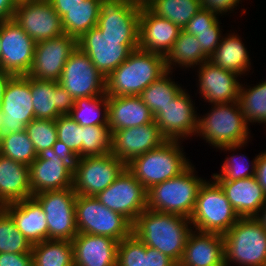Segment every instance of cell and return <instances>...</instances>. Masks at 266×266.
<instances>
[{
	"label": "cell",
	"mask_w": 266,
	"mask_h": 266,
	"mask_svg": "<svg viewBox=\"0 0 266 266\" xmlns=\"http://www.w3.org/2000/svg\"><path fill=\"white\" fill-rule=\"evenodd\" d=\"M213 106L206 116L198 117L196 134L201 135L212 146L225 151H234L247 144L250 133L239 102Z\"/></svg>",
	"instance_id": "obj_3"
},
{
	"label": "cell",
	"mask_w": 266,
	"mask_h": 266,
	"mask_svg": "<svg viewBox=\"0 0 266 266\" xmlns=\"http://www.w3.org/2000/svg\"><path fill=\"white\" fill-rule=\"evenodd\" d=\"M199 90L209 103L220 104L238 101L240 83L238 74L216 66L207 60L199 65Z\"/></svg>",
	"instance_id": "obj_23"
},
{
	"label": "cell",
	"mask_w": 266,
	"mask_h": 266,
	"mask_svg": "<svg viewBox=\"0 0 266 266\" xmlns=\"http://www.w3.org/2000/svg\"><path fill=\"white\" fill-rule=\"evenodd\" d=\"M55 123L58 140L70 148L78 158H81L83 126L79 125L69 115H60Z\"/></svg>",
	"instance_id": "obj_44"
},
{
	"label": "cell",
	"mask_w": 266,
	"mask_h": 266,
	"mask_svg": "<svg viewBox=\"0 0 266 266\" xmlns=\"http://www.w3.org/2000/svg\"><path fill=\"white\" fill-rule=\"evenodd\" d=\"M260 212H262V214L257 215L255 218L266 229V203L262 206V208L260 209Z\"/></svg>",
	"instance_id": "obj_56"
},
{
	"label": "cell",
	"mask_w": 266,
	"mask_h": 266,
	"mask_svg": "<svg viewBox=\"0 0 266 266\" xmlns=\"http://www.w3.org/2000/svg\"><path fill=\"white\" fill-rule=\"evenodd\" d=\"M13 19L36 43L64 34L61 17L49 0H20Z\"/></svg>",
	"instance_id": "obj_15"
},
{
	"label": "cell",
	"mask_w": 266,
	"mask_h": 266,
	"mask_svg": "<svg viewBox=\"0 0 266 266\" xmlns=\"http://www.w3.org/2000/svg\"><path fill=\"white\" fill-rule=\"evenodd\" d=\"M146 266H178L171 258L157 249L146 246Z\"/></svg>",
	"instance_id": "obj_50"
},
{
	"label": "cell",
	"mask_w": 266,
	"mask_h": 266,
	"mask_svg": "<svg viewBox=\"0 0 266 266\" xmlns=\"http://www.w3.org/2000/svg\"><path fill=\"white\" fill-rule=\"evenodd\" d=\"M241 0H200L203 9L211 11L217 15L233 11ZM232 9V10H231Z\"/></svg>",
	"instance_id": "obj_48"
},
{
	"label": "cell",
	"mask_w": 266,
	"mask_h": 266,
	"mask_svg": "<svg viewBox=\"0 0 266 266\" xmlns=\"http://www.w3.org/2000/svg\"><path fill=\"white\" fill-rule=\"evenodd\" d=\"M127 2H132L134 4H137L139 6H145L149 0H126Z\"/></svg>",
	"instance_id": "obj_57"
},
{
	"label": "cell",
	"mask_w": 266,
	"mask_h": 266,
	"mask_svg": "<svg viewBox=\"0 0 266 266\" xmlns=\"http://www.w3.org/2000/svg\"><path fill=\"white\" fill-rule=\"evenodd\" d=\"M58 83L74 100L106 92V78L78 46L65 63Z\"/></svg>",
	"instance_id": "obj_13"
},
{
	"label": "cell",
	"mask_w": 266,
	"mask_h": 266,
	"mask_svg": "<svg viewBox=\"0 0 266 266\" xmlns=\"http://www.w3.org/2000/svg\"><path fill=\"white\" fill-rule=\"evenodd\" d=\"M17 0H0V22L13 19Z\"/></svg>",
	"instance_id": "obj_54"
},
{
	"label": "cell",
	"mask_w": 266,
	"mask_h": 266,
	"mask_svg": "<svg viewBox=\"0 0 266 266\" xmlns=\"http://www.w3.org/2000/svg\"><path fill=\"white\" fill-rule=\"evenodd\" d=\"M25 131L37 154L51 148L58 140L55 120L35 118L25 126Z\"/></svg>",
	"instance_id": "obj_42"
},
{
	"label": "cell",
	"mask_w": 266,
	"mask_h": 266,
	"mask_svg": "<svg viewBox=\"0 0 266 266\" xmlns=\"http://www.w3.org/2000/svg\"><path fill=\"white\" fill-rule=\"evenodd\" d=\"M233 156L227 157L222 165L220 174H213L212 178L215 181H235L239 179L249 178L256 175L257 157L251 163H247L246 156L240 155L239 159ZM238 160V161H237ZM240 160H246V163ZM251 164V165H250ZM251 166V170L249 167ZM250 170V171H249Z\"/></svg>",
	"instance_id": "obj_45"
},
{
	"label": "cell",
	"mask_w": 266,
	"mask_h": 266,
	"mask_svg": "<svg viewBox=\"0 0 266 266\" xmlns=\"http://www.w3.org/2000/svg\"><path fill=\"white\" fill-rule=\"evenodd\" d=\"M32 243L17 229L11 216L0 210V253H31Z\"/></svg>",
	"instance_id": "obj_40"
},
{
	"label": "cell",
	"mask_w": 266,
	"mask_h": 266,
	"mask_svg": "<svg viewBox=\"0 0 266 266\" xmlns=\"http://www.w3.org/2000/svg\"><path fill=\"white\" fill-rule=\"evenodd\" d=\"M77 47V39L63 34L36 43L29 77L58 82L65 63Z\"/></svg>",
	"instance_id": "obj_17"
},
{
	"label": "cell",
	"mask_w": 266,
	"mask_h": 266,
	"mask_svg": "<svg viewBox=\"0 0 266 266\" xmlns=\"http://www.w3.org/2000/svg\"><path fill=\"white\" fill-rule=\"evenodd\" d=\"M190 225V226H189ZM189 218L145 209L132 223V234L146 246L180 263L192 232Z\"/></svg>",
	"instance_id": "obj_1"
},
{
	"label": "cell",
	"mask_w": 266,
	"mask_h": 266,
	"mask_svg": "<svg viewBox=\"0 0 266 266\" xmlns=\"http://www.w3.org/2000/svg\"><path fill=\"white\" fill-rule=\"evenodd\" d=\"M196 37L203 53L209 58L220 44L222 35L221 32H204L199 33Z\"/></svg>",
	"instance_id": "obj_47"
},
{
	"label": "cell",
	"mask_w": 266,
	"mask_h": 266,
	"mask_svg": "<svg viewBox=\"0 0 266 266\" xmlns=\"http://www.w3.org/2000/svg\"><path fill=\"white\" fill-rule=\"evenodd\" d=\"M191 101L190 95L183 89L154 116V121L167 140L186 139L190 135H196L199 116Z\"/></svg>",
	"instance_id": "obj_20"
},
{
	"label": "cell",
	"mask_w": 266,
	"mask_h": 266,
	"mask_svg": "<svg viewBox=\"0 0 266 266\" xmlns=\"http://www.w3.org/2000/svg\"><path fill=\"white\" fill-rule=\"evenodd\" d=\"M0 154L28 166L37 158L33 143L25 130L0 135Z\"/></svg>",
	"instance_id": "obj_39"
},
{
	"label": "cell",
	"mask_w": 266,
	"mask_h": 266,
	"mask_svg": "<svg viewBox=\"0 0 266 266\" xmlns=\"http://www.w3.org/2000/svg\"><path fill=\"white\" fill-rule=\"evenodd\" d=\"M125 168L126 165L111 153L78 158L73 172V190L77 195L96 196Z\"/></svg>",
	"instance_id": "obj_11"
},
{
	"label": "cell",
	"mask_w": 266,
	"mask_h": 266,
	"mask_svg": "<svg viewBox=\"0 0 266 266\" xmlns=\"http://www.w3.org/2000/svg\"><path fill=\"white\" fill-rule=\"evenodd\" d=\"M239 218L220 185L215 180L211 183L205 181L190 217L192 228L198 232L224 235Z\"/></svg>",
	"instance_id": "obj_7"
},
{
	"label": "cell",
	"mask_w": 266,
	"mask_h": 266,
	"mask_svg": "<svg viewBox=\"0 0 266 266\" xmlns=\"http://www.w3.org/2000/svg\"><path fill=\"white\" fill-rule=\"evenodd\" d=\"M179 144V140H166L159 147L137 156L126 168L148 190L180 175L191 165Z\"/></svg>",
	"instance_id": "obj_5"
},
{
	"label": "cell",
	"mask_w": 266,
	"mask_h": 266,
	"mask_svg": "<svg viewBox=\"0 0 266 266\" xmlns=\"http://www.w3.org/2000/svg\"><path fill=\"white\" fill-rule=\"evenodd\" d=\"M166 140L153 121L112 132L110 153L127 165L137 156L159 147Z\"/></svg>",
	"instance_id": "obj_21"
},
{
	"label": "cell",
	"mask_w": 266,
	"mask_h": 266,
	"mask_svg": "<svg viewBox=\"0 0 266 266\" xmlns=\"http://www.w3.org/2000/svg\"><path fill=\"white\" fill-rule=\"evenodd\" d=\"M140 10L126 0H101L97 27L107 37L139 40Z\"/></svg>",
	"instance_id": "obj_18"
},
{
	"label": "cell",
	"mask_w": 266,
	"mask_h": 266,
	"mask_svg": "<svg viewBox=\"0 0 266 266\" xmlns=\"http://www.w3.org/2000/svg\"><path fill=\"white\" fill-rule=\"evenodd\" d=\"M73 172L68 164L59 159L52 147L43 149L29 165L32 195L73 188Z\"/></svg>",
	"instance_id": "obj_19"
},
{
	"label": "cell",
	"mask_w": 266,
	"mask_h": 266,
	"mask_svg": "<svg viewBox=\"0 0 266 266\" xmlns=\"http://www.w3.org/2000/svg\"><path fill=\"white\" fill-rule=\"evenodd\" d=\"M32 196L29 166L0 154V205Z\"/></svg>",
	"instance_id": "obj_30"
},
{
	"label": "cell",
	"mask_w": 266,
	"mask_h": 266,
	"mask_svg": "<svg viewBox=\"0 0 266 266\" xmlns=\"http://www.w3.org/2000/svg\"><path fill=\"white\" fill-rule=\"evenodd\" d=\"M0 68H1V34H0Z\"/></svg>",
	"instance_id": "obj_58"
},
{
	"label": "cell",
	"mask_w": 266,
	"mask_h": 266,
	"mask_svg": "<svg viewBox=\"0 0 266 266\" xmlns=\"http://www.w3.org/2000/svg\"><path fill=\"white\" fill-rule=\"evenodd\" d=\"M102 110L103 113H101ZM68 115L82 126L108 125V96L106 92L102 95L75 99L74 106Z\"/></svg>",
	"instance_id": "obj_36"
},
{
	"label": "cell",
	"mask_w": 266,
	"mask_h": 266,
	"mask_svg": "<svg viewBox=\"0 0 266 266\" xmlns=\"http://www.w3.org/2000/svg\"><path fill=\"white\" fill-rule=\"evenodd\" d=\"M75 214L78 233L107 236L118 242L132 234V223L94 196L77 195Z\"/></svg>",
	"instance_id": "obj_8"
},
{
	"label": "cell",
	"mask_w": 266,
	"mask_h": 266,
	"mask_svg": "<svg viewBox=\"0 0 266 266\" xmlns=\"http://www.w3.org/2000/svg\"><path fill=\"white\" fill-rule=\"evenodd\" d=\"M30 91L36 119L56 120L68 115L75 100L56 81L38 80L30 77Z\"/></svg>",
	"instance_id": "obj_24"
},
{
	"label": "cell",
	"mask_w": 266,
	"mask_h": 266,
	"mask_svg": "<svg viewBox=\"0 0 266 266\" xmlns=\"http://www.w3.org/2000/svg\"><path fill=\"white\" fill-rule=\"evenodd\" d=\"M194 171L191 164L180 175L150 187L147 190V209L190 219L199 189L206 181L196 176Z\"/></svg>",
	"instance_id": "obj_4"
},
{
	"label": "cell",
	"mask_w": 266,
	"mask_h": 266,
	"mask_svg": "<svg viewBox=\"0 0 266 266\" xmlns=\"http://www.w3.org/2000/svg\"><path fill=\"white\" fill-rule=\"evenodd\" d=\"M33 119L30 77L12 76L6 85L0 107V135L21 132Z\"/></svg>",
	"instance_id": "obj_12"
},
{
	"label": "cell",
	"mask_w": 266,
	"mask_h": 266,
	"mask_svg": "<svg viewBox=\"0 0 266 266\" xmlns=\"http://www.w3.org/2000/svg\"><path fill=\"white\" fill-rule=\"evenodd\" d=\"M218 21L217 14L202 8L186 24L183 30L194 36L204 32H222Z\"/></svg>",
	"instance_id": "obj_46"
},
{
	"label": "cell",
	"mask_w": 266,
	"mask_h": 266,
	"mask_svg": "<svg viewBox=\"0 0 266 266\" xmlns=\"http://www.w3.org/2000/svg\"><path fill=\"white\" fill-rule=\"evenodd\" d=\"M145 6L153 14L170 20L180 29L202 9L200 0H149Z\"/></svg>",
	"instance_id": "obj_35"
},
{
	"label": "cell",
	"mask_w": 266,
	"mask_h": 266,
	"mask_svg": "<svg viewBox=\"0 0 266 266\" xmlns=\"http://www.w3.org/2000/svg\"><path fill=\"white\" fill-rule=\"evenodd\" d=\"M170 73V71H167L139 95L143 103L150 109L153 116L160 110H163V107L171 102L183 90L180 85L176 84L168 77Z\"/></svg>",
	"instance_id": "obj_37"
},
{
	"label": "cell",
	"mask_w": 266,
	"mask_h": 266,
	"mask_svg": "<svg viewBox=\"0 0 266 266\" xmlns=\"http://www.w3.org/2000/svg\"><path fill=\"white\" fill-rule=\"evenodd\" d=\"M180 31L181 29L170 20L153 14L146 6H141L139 49L165 57L178 38Z\"/></svg>",
	"instance_id": "obj_22"
},
{
	"label": "cell",
	"mask_w": 266,
	"mask_h": 266,
	"mask_svg": "<svg viewBox=\"0 0 266 266\" xmlns=\"http://www.w3.org/2000/svg\"><path fill=\"white\" fill-rule=\"evenodd\" d=\"M108 113V126L111 133L154 121L153 114L140 96L108 97Z\"/></svg>",
	"instance_id": "obj_29"
},
{
	"label": "cell",
	"mask_w": 266,
	"mask_h": 266,
	"mask_svg": "<svg viewBox=\"0 0 266 266\" xmlns=\"http://www.w3.org/2000/svg\"><path fill=\"white\" fill-rule=\"evenodd\" d=\"M248 51L236 34H228L221 38L220 44L215 48L214 53L209 57V61L218 67L232 71L238 75L249 71L251 65Z\"/></svg>",
	"instance_id": "obj_31"
},
{
	"label": "cell",
	"mask_w": 266,
	"mask_h": 266,
	"mask_svg": "<svg viewBox=\"0 0 266 266\" xmlns=\"http://www.w3.org/2000/svg\"><path fill=\"white\" fill-rule=\"evenodd\" d=\"M117 266H146V245L133 234L119 241Z\"/></svg>",
	"instance_id": "obj_43"
},
{
	"label": "cell",
	"mask_w": 266,
	"mask_h": 266,
	"mask_svg": "<svg viewBox=\"0 0 266 266\" xmlns=\"http://www.w3.org/2000/svg\"><path fill=\"white\" fill-rule=\"evenodd\" d=\"M223 240L225 266H266V229L255 217L239 218Z\"/></svg>",
	"instance_id": "obj_6"
},
{
	"label": "cell",
	"mask_w": 266,
	"mask_h": 266,
	"mask_svg": "<svg viewBox=\"0 0 266 266\" xmlns=\"http://www.w3.org/2000/svg\"><path fill=\"white\" fill-rule=\"evenodd\" d=\"M13 75L10 73H7L3 70H0V107L2 104V99H3V95H4V91L6 88V85L9 81V79L12 77Z\"/></svg>",
	"instance_id": "obj_55"
},
{
	"label": "cell",
	"mask_w": 266,
	"mask_h": 266,
	"mask_svg": "<svg viewBox=\"0 0 266 266\" xmlns=\"http://www.w3.org/2000/svg\"><path fill=\"white\" fill-rule=\"evenodd\" d=\"M255 177L266 194V151L261 152L257 157Z\"/></svg>",
	"instance_id": "obj_52"
},
{
	"label": "cell",
	"mask_w": 266,
	"mask_h": 266,
	"mask_svg": "<svg viewBox=\"0 0 266 266\" xmlns=\"http://www.w3.org/2000/svg\"><path fill=\"white\" fill-rule=\"evenodd\" d=\"M101 0H85L61 17L64 34L79 39L97 26Z\"/></svg>",
	"instance_id": "obj_33"
},
{
	"label": "cell",
	"mask_w": 266,
	"mask_h": 266,
	"mask_svg": "<svg viewBox=\"0 0 266 266\" xmlns=\"http://www.w3.org/2000/svg\"><path fill=\"white\" fill-rule=\"evenodd\" d=\"M33 266H74L73 245L67 240H44L32 245Z\"/></svg>",
	"instance_id": "obj_34"
},
{
	"label": "cell",
	"mask_w": 266,
	"mask_h": 266,
	"mask_svg": "<svg viewBox=\"0 0 266 266\" xmlns=\"http://www.w3.org/2000/svg\"><path fill=\"white\" fill-rule=\"evenodd\" d=\"M112 133L108 125L83 126L82 157L103 156L111 151Z\"/></svg>",
	"instance_id": "obj_41"
},
{
	"label": "cell",
	"mask_w": 266,
	"mask_h": 266,
	"mask_svg": "<svg viewBox=\"0 0 266 266\" xmlns=\"http://www.w3.org/2000/svg\"><path fill=\"white\" fill-rule=\"evenodd\" d=\"M71 242L74 266H117V240L78 233Z\"/></svg>",
	"instance_id": "obj_25"
},
{
	"label": "cell",
	"mask_w": 266,
	"mask_h": 266,
	"mask_svg": "<svg viewBox=\"0 0 266 266\" xmlns=\"http://www.w3.org/2000/svg\"><path fill=\"white\" fill-rule=\"evenodd\" d=\"M138 43L139 40H123L102 35L97 26L77 39V46L88 55L105 78L138 48Z\"/></svg>",
	"instance_id": "obj_10"
},
{
	"label": "cell",
	"mask_w": 266,
	"mask_h": 266,
	"mask_svg": "<svg viewBox=\"0 0 266 266\" xmlns=\"http://www.w3.org/2000/svg\"><path fill=\"white\" fill-rule=\"evenodd\" d=\"M55 11L62 17L68 12V10L73 9L78 6L81 2L85 0H49Z\"/></svg>",
	"instance_id": "obj_53"
},
{
	"label": "cell",
	"mask_w": 266,
	"mask_h": 266,
	"mask_svg": "<svg viewBox=\"0 0 266 266\" xmlns=\"http://www.w3.org/2000/svg\"><path fill=\"white\" fill-rule=\"evenodd\" d=\"M240 218L256 217L266 203V194L255 176L235 181H216Z\"/></svg>",
	"instance_id": "obj_27"
},
{
	"label": "cell",
	"mask_w": 266,
	"mask_h": 266,
	"mask_svg": "<svg viewBox=\"0 0 266 266\" xmlns=\"http://www.w3.org/2000/svg\"><path fill=\"white\" fill-rule=\"evenodd\" d=\"M238 102L248 124L266 123V81L250 89L244 88L241 84Z\"/></svg>",
	"instance_id": "obj_38"
},
{
	"label": "cell",
	"mask_w": 266,
	"mask_h": 266,
	"mask_svg": "<svg viewBox=\"0 0 266 266\" xmlns=\"http://www.w3.org/2000/svg\"><path fill=\"white\" fill-rule=\"evenodd\" d=\"M32 197L46 215L48 239L72 241L78 234L75 214L77 194L73 188L44 191Z\"/></svg>",
	"instance_id": "obj_9"
},
{
	"label": "cell",
	"mask_w": 266,
	"mask_h": 266,
	"mask_svg": "<svg viewBox=\"0 0 266 266\" xmlns=\"http://www.w3.org/2000/svg\"><path fill=\"white\" fill-rule=\"evenodd\" d=\"M166 72L163 55L137 48L107 76L106 95L139 96Z\"/></svg>",
	"instance_id": "obj_2"
},
{
	"label": "cell",
	"mask_w": 266,
	"mask_h": 266,
	"mask_svg": "<svg viewBox=\"0 0 266 266\" xmlns=\"http://www.w3.org/2000/svg\"><path fill=\"white\" fill-rule=\"evenodd\" d=\"M1 70L16 75H28L33 63L36 42L14 19L0 22Z\"/></svg>",
	"instance_id": "obj_16"
},
{
	"label": "cell",
	"mask_w": 266,
	"mask_h": 266,
	"mask_svg": "<svg viewBox=\"0 0 266 266\" xmlns=\"http://www.w3.org/2000/svg\"><path fill=\"white\" fill-rule=\"evenodd\" d=\"M2 208L11 216L17 229L32 244L48 240L46 215L33 197L4 205Z\"/></svg>",
	"instance_id": "obj_28"
},
{
	"label": "cell",
	"mask_w": 266,
	"mask_h": 266,
	"mask_svg": "<svg viewBox=\"0 0 266 266\" xmlns=\"http://www.w3.org/2000/svg\"><path fill=\"white\" fill-rule=\"evenodd\" d=\"M94 197L105 207L122 214L131 223L147 208V190L127 168Z\"/></svg>",
	"instance_id": "obj_14"
},
{
	"label": "cell",
	"mask_w": 266,
	"mask_h": 266,
	"mask_svg": "<svg viewBox=\"0 0 266 266\" xmlns=\"http://www.w3.org/2000/svg\"><path fill=\"white\" fill-rule=\"evenodd\" d=\"M52 149L59 159L68 164L74 170L78 157L73 151H71L70 148H68L60 140H57L52 146Z\"/></svg>",
	"instance_id": "obj_51"
},
{
	"label": "cell",
	"mask_w": 266,
	"mask_h": 266,
	"mask_svg": "<svg viewBox=\"0 0 266 266\" xmlns=\"http://www.w3.org/2000/svg\"><path fill=\"white\" fill-rule=\"evenodd\" d=\"M178 266H225L223 235L192 230Z\"/></svg>",
	"instance_id": "obj_26"
},
{
	"label": "cell",
	"mask_w": 266,
	"mask_h": 266,
	"mask_svg": "<svg viewBox=\"0 0 266 266\" xmlns=\"http://www.w3.org/2000/svg\"><path fill=\"white\" fill-rule=\"evenodd\" d=\"M0 266H33L31 253H0Z\"/></svg>",
	"instance_id": "obj_49"
},
{
	"label": "cell",
	"mask_w": 266,
	"mask_h": 266,
	"mask_svg": "<svg viewBox=\"0 0 266 266\" xmlns=\"http://www.w3.org/2000/svg\"><path fill=\"white\" fill-rule=\"evenodd\" d=\"M207 60L209 58L203 53L197 37L181 29L171 50L165 56V66L167 71L172 72L176 64L187 68L201 65Z\"/></svg>",
	"instance_id": "obj_32"
}]
</instances>
